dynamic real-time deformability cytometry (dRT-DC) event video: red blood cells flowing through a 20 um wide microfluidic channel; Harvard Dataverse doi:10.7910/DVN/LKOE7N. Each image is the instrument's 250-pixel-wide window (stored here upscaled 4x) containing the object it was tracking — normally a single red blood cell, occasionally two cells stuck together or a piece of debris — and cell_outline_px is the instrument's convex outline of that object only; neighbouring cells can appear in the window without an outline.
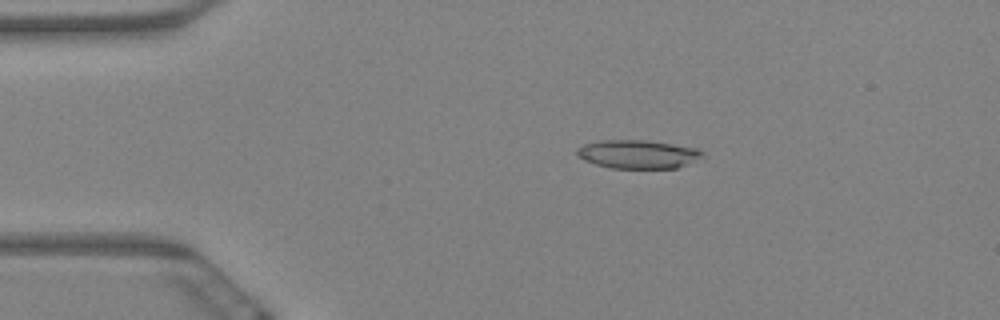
{"species": "Egyptian fruit bat (a non-hibernating species)", "species_latin": "Rousettus aegyptiacus", "temperature_condition": "warm", "stored_images_in_passage": 7, "camera_frame_rate_fps": 3000, "um_per_image_px": 0.085, "animal": {"sex": "female"}, "frame": {"image": 1, "passage_image": 4, "time_ms": 1.0, "image_size_px": [1000, 320], "cell_outline_px": [[704, 156], [676, 168], [612, 168], [596, 164], [584, 160], [576, 152], [576, 148], [584, 144], [600, 140], [648, 140], [700, 148], [704, 152]], "centroid_in_image_um": [54.24, 13.09], "position_along_channel_um": 30.8, "area_um2": 20.87}}
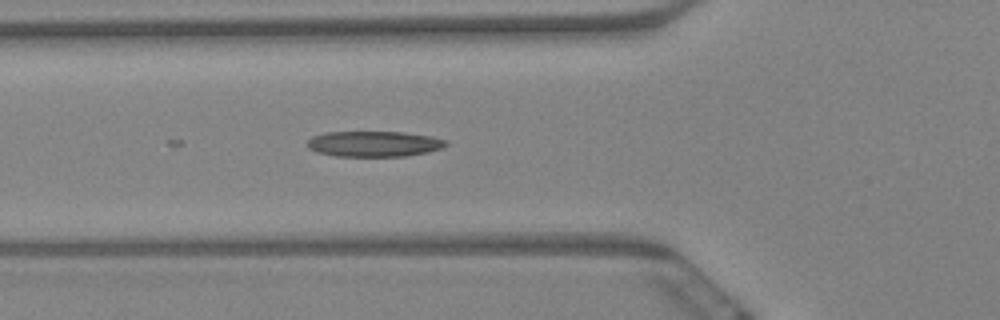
{"frame": {"image": 2, "passage_image": 7, "time_ms": 2.0, "image_size_px": [1000, 320], "cell_outline_px": [[448, 144], [444, 148], [428, 152], [404, 156], [336, 156], [316, 152], [308, 148], [304, 144], [312, 136], [324, 132], [404, 132], [432, 136], [448, 140]], "centroid_in_image_um": [31.79, 12.22], "position_along_channel_um": 94.0, "area_um2": 20.98}}